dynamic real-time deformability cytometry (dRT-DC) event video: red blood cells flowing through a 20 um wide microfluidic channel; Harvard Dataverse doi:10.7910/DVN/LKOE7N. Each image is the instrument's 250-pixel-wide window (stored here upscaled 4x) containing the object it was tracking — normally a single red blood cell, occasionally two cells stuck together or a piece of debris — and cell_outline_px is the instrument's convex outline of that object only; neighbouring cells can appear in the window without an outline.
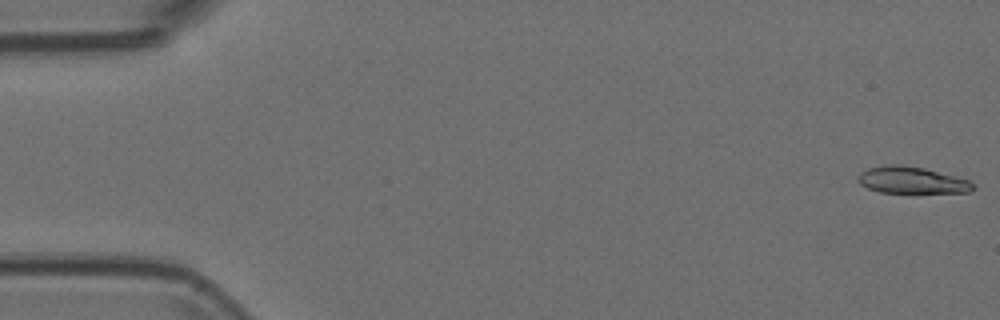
{"species": "Egyptian fruit bat (a non-hibernating species)", "species_latin": "Rousettus aegyptiacus", "temperature_condition": "room temperature", "stored_images_in_passage": 43, "camera_frame_rate_fps": 3000, "um_per_image_px": 0.085, "animal": {"sex": "female"}, "frame": {"image": 1, "passage_image": 1, "time_ms": 0.0, "image_size_px": [1000, 320], "cell_outline_px": [[972, 188], [968, 192], [880, 192], [868, 188], [860, 184], [856, 176], [860, 172], [868, 168], [884, 164], [900, 164], [924, 168], [968, 180], [972, 184]], "centroid_in_image_um": [77.39, 15.29], "position_along_channel_um": 7.6, "area_um2": 17.63}}
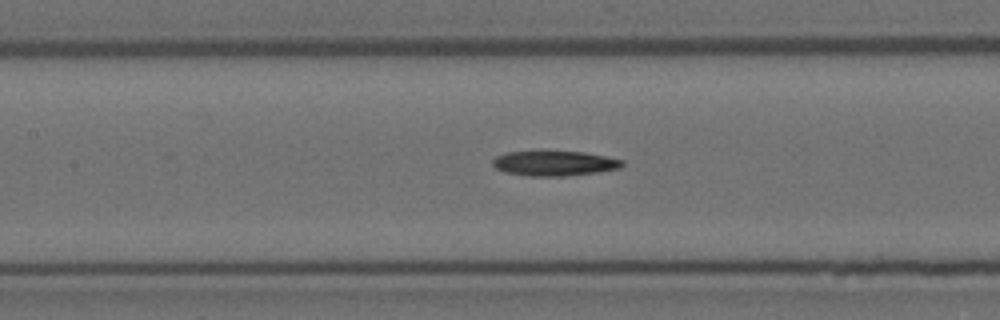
{"frame": {"image": 2, "passage_image": 24, "time_ms": 7.667, "image_size_px": [1000, 320], "cell_outline_px": [[624, 164], [620, 168], [596, 172], [564, 176], [528, 176], [504, 172], [496, 168], [492, 164], [492, 160], [496, 156], [508, 152], [544, 148], [584, 152], [624, 160]], "centroid_in_image_um": [47.07, 13.83], "position_along_channel_um": 160.3, "area_um2": 19.71}}
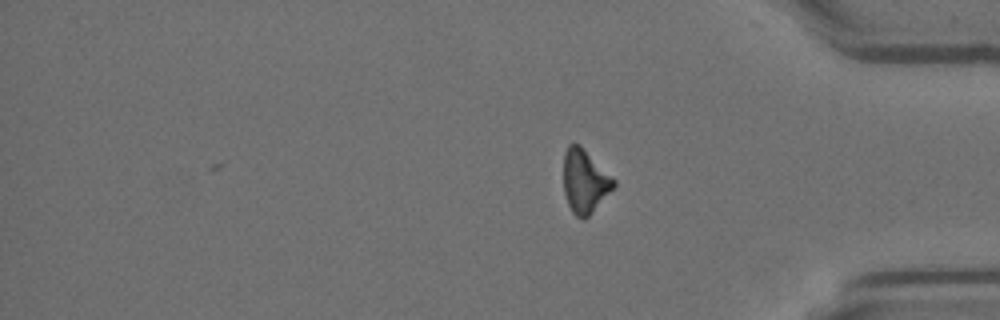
{"frame": {"image": 3, "passage_image": 43, "time_ms": 14.0, "image_size_px": [1000, 320], "cell_outline_px": [[616, 184], [592, 212], [584, 220], [576, 216], [572, 212], [568, 204], [564, 192], [564, 152], [568, 144], [580, 144], [616, 180]], "centroid_in_image_um": [49.69, 15.39], "position_along_channel_um": 385.5, "area_um2": 18.44}}